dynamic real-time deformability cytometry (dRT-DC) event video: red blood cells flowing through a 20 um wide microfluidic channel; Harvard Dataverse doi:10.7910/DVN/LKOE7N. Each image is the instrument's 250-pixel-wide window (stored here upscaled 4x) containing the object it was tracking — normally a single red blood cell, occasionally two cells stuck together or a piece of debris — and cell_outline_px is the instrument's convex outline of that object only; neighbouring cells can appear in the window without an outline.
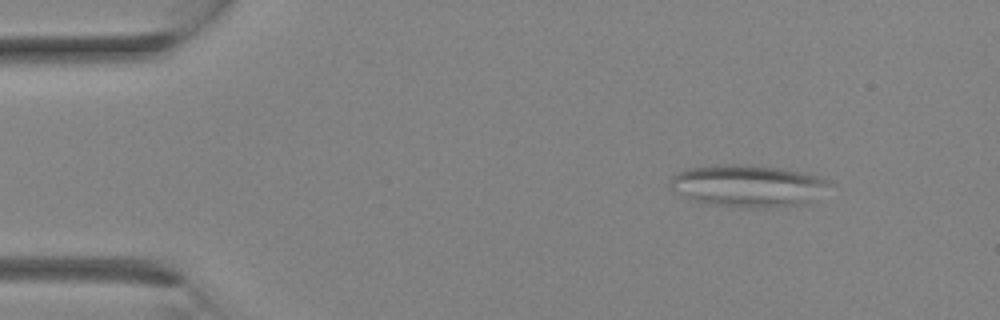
{"species": "Egyptian fruit bat (a non-hibernating species)", "species_latin": "Rousettus aegyptiacus", "temperature_condition": "room temperature", "stored_images_in_passage": 2, "camera_frame_rate_fps": 3000, "um_per_image_px": 0.085, "animal": {"sex": "female"}, "frame": {"image": 1, "passage_image": 1, "time_ms": 0.0, "image_size_px": [1000, 320], "cell_outline_px": [[828, 184], [812, 200], [804, 204], [764, 208], [740, 208], [708, 204], [692, 200], [676, 192], [668, 184], [668, 180], [676, 172], [688, 168], [712, 164], [752, 164], [780, 168], [804, 172], [828, 180]], "centroid_in_image_um": [63.47, 15.78], "position_along_channel_um": 21.5, "area_um2": 39.3}}